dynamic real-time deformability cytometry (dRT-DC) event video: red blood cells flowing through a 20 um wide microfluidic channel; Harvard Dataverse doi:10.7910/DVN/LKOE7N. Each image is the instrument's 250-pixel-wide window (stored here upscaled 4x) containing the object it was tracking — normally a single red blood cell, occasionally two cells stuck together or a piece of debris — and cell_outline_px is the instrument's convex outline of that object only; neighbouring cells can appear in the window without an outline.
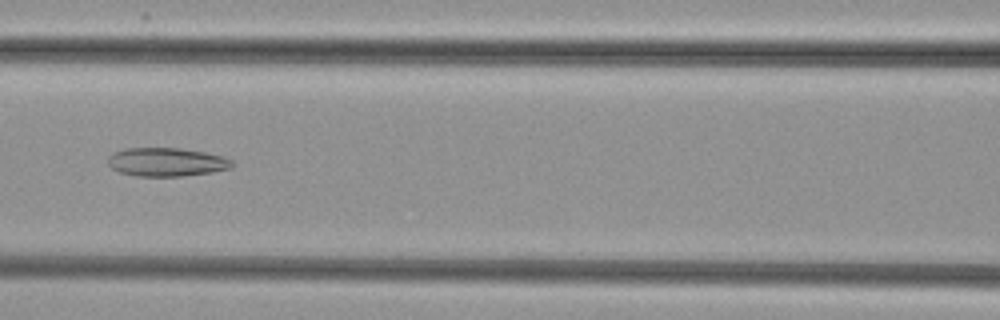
{"species": "common noctule bat (a hibernating species)", "species_latin": "Nyctalus noctula", "temperature_condition": "cold", "stored_images_in_passage": 40, "camera_frame_rate_fps": 3000, "um_per_image_px": 0.085, "animal": {"sex": "female", "body_mass_g": 29.2, "forearm_length_mm": 56.3}, "frame": {"image": 1, "passage_image": 16, "time_ms": 5.0, "image_size_px": [1000, 320], "cell_outline_px": [[232, 168], [212, 172], [180, 176], [136, 176], [120, 172], [112, 168], [108, 164], [108, 156], [124, 148], [180, 148], [204, 152], [224, 156], [232, 160]], "centroid_in_image_um": [14.16, 13.77], "position_along_channel_um": 152.4, "area_um2": 20.63}}
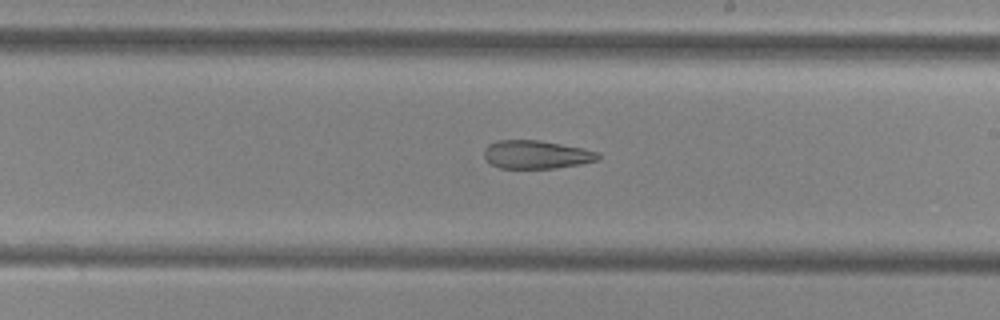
{"frame": {"image": 2, "passage_image": 23, "time_ms": 7.333, "image_size_px": [1000, 320], "cell_outline_px": [[600, 160], [580, 164], [556, 168], [500, 168], [492, 164], [484, 156], [484, 148], [488, 144], [496, 140], [540, 140], [600, 152]], "centroid_in_image_um": [45.59, 13.13], "position_along_channel_um": 243.4, "area_um2": 18.79}}
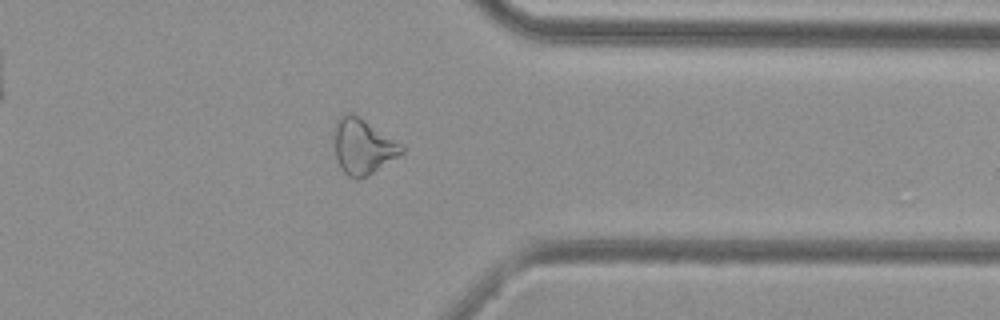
{"frame": {"image": 3, "passage_image": 34, "time_ms": 11.0, "image_size_px": [1000, 320], "cell_outline_px": [[404, 152], [368, 176], [356, 180], [348, 176], [340, 168], [336, 160], [332, 144], [336, 120], [344, 112], [352, 112], [404, 144]], "centroid_in_image_um": [30.81, 12.44], "position_along_channel_um": 380.6, "area_um2": 22.37}}